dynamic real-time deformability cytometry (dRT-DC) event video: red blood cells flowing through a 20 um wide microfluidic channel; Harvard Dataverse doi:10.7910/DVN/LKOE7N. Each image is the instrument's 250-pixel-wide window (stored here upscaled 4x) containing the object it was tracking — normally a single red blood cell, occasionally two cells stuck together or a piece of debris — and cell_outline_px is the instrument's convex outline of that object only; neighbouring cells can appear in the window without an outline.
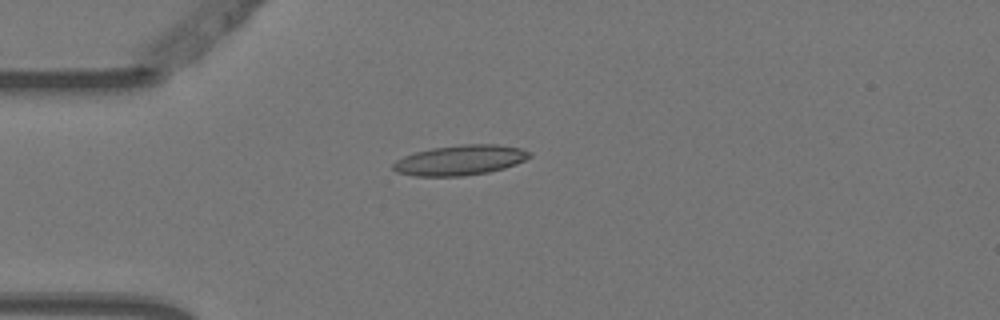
{"species": "Egyptian fruit bat (a non-hibernating species)", "species_latin": "Rousettus aegyptiacus", "temperature_condition": "warm", "stored_images_in_passage": 3, "camera_frame_rate_fps": 3000, "um_per_image_px": 0.085, "animal": {"sex": "female"}, "frame": {"image": 1, "passage_image": 2, "time_ms": 0.333, "image_size_px": [1000, 320], "cell_outline_px": [[532, 156], [516, 164], [504, 168], [488, 172], [464, 176], [412, 176], [396, 172], [392, 168], [392, 164], [396, 160], [404, 156], [416, 152], [432, 148], [460, 144], [496, 144], [520, 148], [532, 152]], "centroid_in_image_um": [39.1, 13.61], "position_along_channel_um": 45.9, "area_um2": 24.04}}